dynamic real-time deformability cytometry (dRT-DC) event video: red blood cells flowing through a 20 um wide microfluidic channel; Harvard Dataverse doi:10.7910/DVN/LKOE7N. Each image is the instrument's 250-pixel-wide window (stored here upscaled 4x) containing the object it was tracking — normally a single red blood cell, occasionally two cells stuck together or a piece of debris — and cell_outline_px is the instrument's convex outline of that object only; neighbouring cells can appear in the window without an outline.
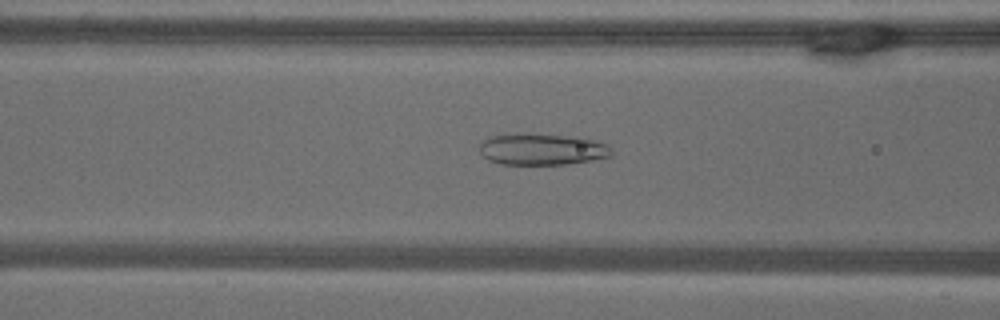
{"species": "common noctule bat (a hibernating species)", "species_latin": "Nyctalus noctula", "temperature_condition": "warm", "stored_images_in_passage": 53, "camera_frame_rate_fps": 3000, "um_per_image_px": 0.085, "animal": {"sex": "male", "body_mass_g": 18.8}, "frame": {"image": 1, "passage_image": 21, "time_ms": 6.667, "image_size_px": [1000, 320], "cell_outline_px": [[612, 156], [592, 160], [564, 164], [500, 164], [488, 160], [480, 152], [480, 144], [488, 136], [500, 132], [524, 132], [576, 136], [596, 140], [608, 144], [612, 148]], "centroid_in_image_um": [46.05, 12.64], "position_along_channel_um": 120.6, "area_um2": 25.09}}
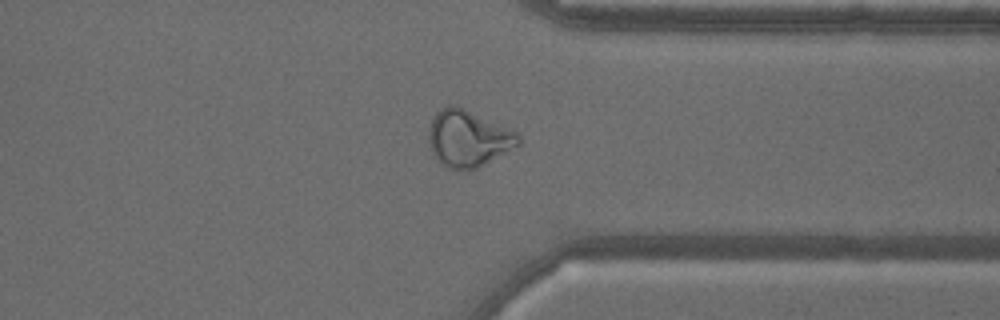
{"frame": {"image": 2, "passage_image": 41, "time_ms": 13.333, "image_size_px": [1000, 320], "cell_outline_px": [[520, 144], [476, 168], [456, 172], [440, 164], [436, 160], [428, 144], [428, 128], [436, 112], [440, 108], [448, 104], [456, 104], [520, 132]], "centroid_in_image_um": [39.77, 11.75], "position_along_channel_um": 371.6, "area_um2": 30.23}}
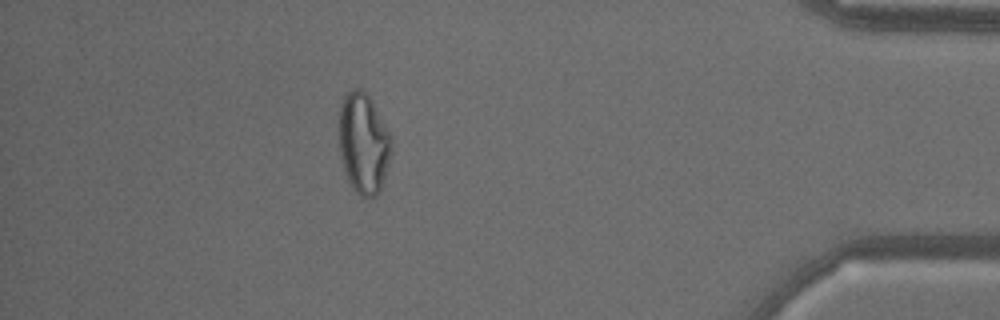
{"frame": {"image": 3, "passage_image": 47, "time_ms": 15.333, "image_size_px": [1000, 320], "cell_outline_px": [[392, 152], [380, 192], [376, 196], [368, 200], [360, 196], [352, 188], [348, 180], [340, 156], [340, 108], [344, 96], [352, 88], [360, 88], [368, 92], [388, 132], [392, 148]], "centroid_in_image_um": [30.91, 12.21], "position_along_channel_um": 404.3, "area_um2": 30.75}}